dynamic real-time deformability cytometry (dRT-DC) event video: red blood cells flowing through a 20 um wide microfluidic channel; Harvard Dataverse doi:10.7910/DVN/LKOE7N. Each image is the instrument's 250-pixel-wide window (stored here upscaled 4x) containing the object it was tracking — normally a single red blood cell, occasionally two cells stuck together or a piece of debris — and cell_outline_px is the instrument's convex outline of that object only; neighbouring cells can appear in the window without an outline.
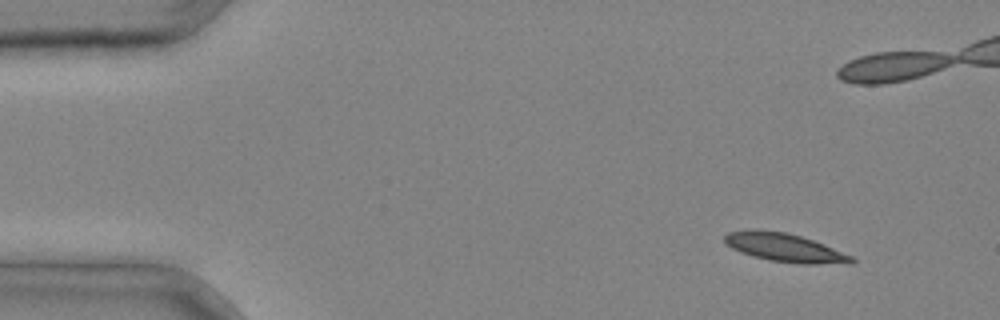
{"species": "common noctule bat (a hibernating species)", "species_latin": "Nyctalus noctula", "temperature_condition": "cold", "stored_images_in_passage": 5, "camera_frame_rate_fps": 3000, "um_per_image_px": 0.085, "animal": {"sex": "male", "body_mass_g": 20.4}, "frame": {"image": 1, "passage_image": 1, "time_ms": 0.0, "image_size_px": [1000, 320], "cell_outline_px": [[856, 260], [852, 264], [804, 264], [768, 260], [740, 252], [732, 248], [724, 240], [724, 236], [728, 232], [756, 228], [784, 232], [800, 236], [824, 244], [852, 256]], "centroid_in_image_um": [66.72, 21.05], "position_along_channel_um": 18.3, "area_um2": 21.1}}